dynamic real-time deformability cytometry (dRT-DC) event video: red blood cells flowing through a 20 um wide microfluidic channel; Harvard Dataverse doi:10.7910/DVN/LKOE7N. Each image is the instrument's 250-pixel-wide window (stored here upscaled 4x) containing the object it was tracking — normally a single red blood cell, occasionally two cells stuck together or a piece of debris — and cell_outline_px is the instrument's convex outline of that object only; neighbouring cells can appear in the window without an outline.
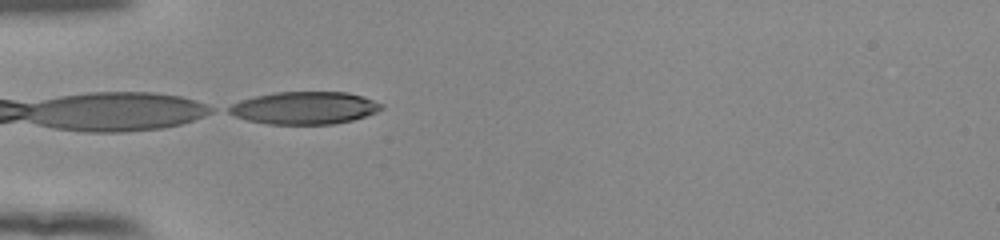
{"species": "human", "species_latin": "Homo sapiens", "temperature_condition": "room temperature", "stored_images_in_passage": 37, "camera_frame_rate_fps": 3000, "um_per_image_px": 0.085, "donor": {"sex": "female"}, "frame": {"image": 1, "passage_image": 1, "time_ms": 0.0, "image_size_px": [1000, 240], "cell_outline_px": [[384, 108], [376, 112], [352, 120], [336, 124], [268, 124], [248, 120], [236, 116], [228, 112], [224, 108], [240, 100], [256, 96], [276, 92], [348, 92], [364, 96], [384, 104]], "centroid_in_image_um": [25.9, 9.17], "position_along_channel_um": 59.1, "area_um2": 29.02}}
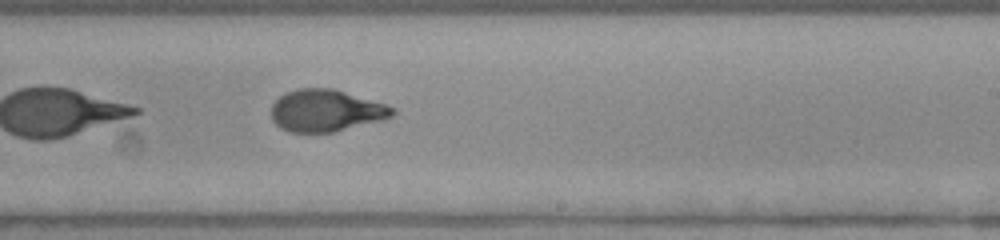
{"frame": {"image": 2, "passage_image": 17, "time_ms": 5.333, "image_size_px": [1000, 240], "cell_outline_px": [[396, 112], [392, 116], [384, 120], [332, 132], [292, 132], [280, 128], [272, 120], [272, 104], [280, 96], [296, 88], [332, 88], [388, 104], [396, 108]], "centroid_in_image_um": [27.75, 9.4], "position_along_channel_um": 261.3, "area_um2": 29.77}}
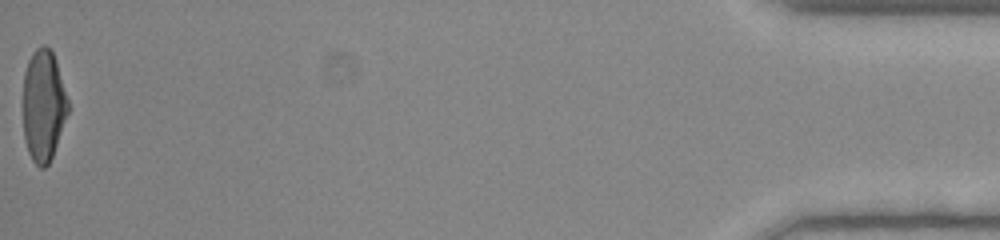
{"frame": {"image": 3, "passage_image": 37, "time_ms": 12.0, "image_size_px": [1000, 240], "cell_outline_px": [[68, 112], [52, 156], [48, 164], [44, 168], [40, 168], [32, 160], [28, 152], [24, 136], [24, 72], [28, 60], [32, 52], [36, 48], [44, 44], [52, 52], [56, 60], [68, 100]], "centroid_in_image_um": [3.69, 8.96], "position_along_channel_um": 431.5, "area_um2": 28.96}, "authors_computed_cell_mechanics": {"area_um2": 29.9982, "velocity_mm_per_s": 3.9282, "shape_relaxation_time_tau1_ms": 5.356, "shape_relaxation_time_tau2_ms": 0.7215, "deformation_change_tau1": 0.253, "deformation_change_tau2": 0.0611}}